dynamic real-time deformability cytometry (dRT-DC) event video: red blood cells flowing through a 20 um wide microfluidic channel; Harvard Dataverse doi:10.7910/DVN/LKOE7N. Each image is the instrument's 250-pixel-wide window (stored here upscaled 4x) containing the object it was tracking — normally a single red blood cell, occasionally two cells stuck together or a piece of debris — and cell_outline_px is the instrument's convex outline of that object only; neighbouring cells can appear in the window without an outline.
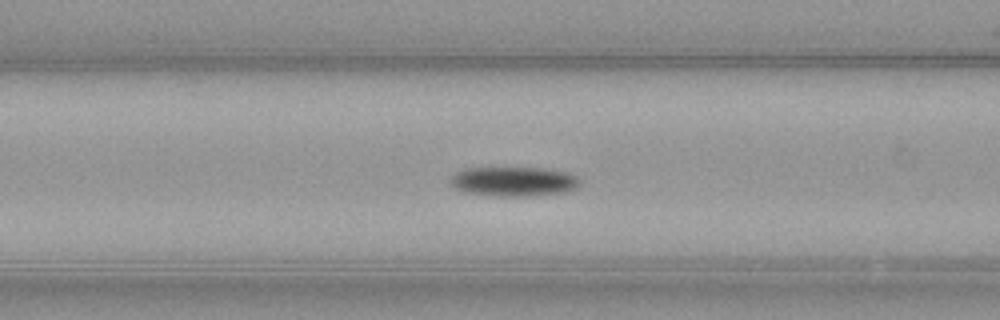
{"species": "common noctule bat (a hibernating species)", "species_latin": "Nyctalus noctula", "temperature_condition": "warm", "stored_images_in_passage": 40, "segment_of_instrument_passage": [1, 2], "camera_frame_rate_fps": 3000, "um_per_image_px": 0.085, "animal": {"sex": "female", "body_mass_g": 21.9}, "frame": {"image": 1, "passage_image": 8, "time_ms": 2.333, "image_size_px": [1000, 320], "cell_outline_px": [[580, 184], [576, 188], [568, 192], [532, 196], [496, 196], [464, 192], [456, 188], [448, 180], [456, 172], [468, 168], [544, 168], [568, 172], [576, 176], [580, 180]], "centroid_in_image_um": [43.7, 15.43], "position_along_channel_um": 122.9, "area_um2": 22.43}}
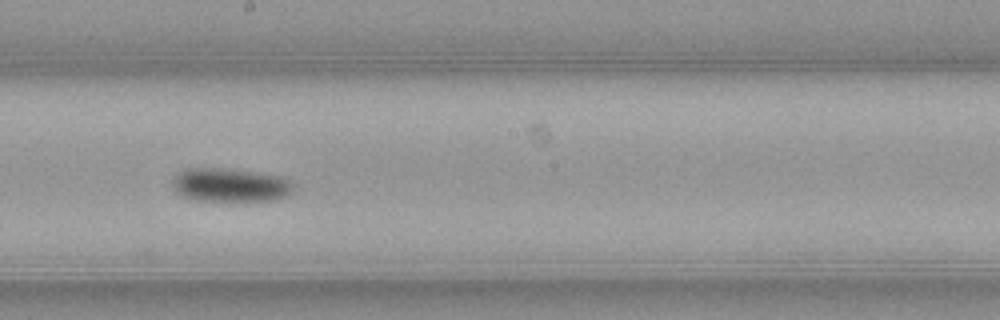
{"frame": {"image": 2, "passage_image": 16, "time_ms": 5.0, "image_size_px": [1000, 320], "cell_outline_px": [[296, 184], [292, 192], [288, 196], [276, 200], [196, 200], [184, 196], [176, 192], [172, 184], [172, 180], [184, 168], [228, 168], [280, 176]], "centroid_in_image_um": [19.6, 15.72], "position_along_channel_um": 228.6, "area_um2": 23.7}}
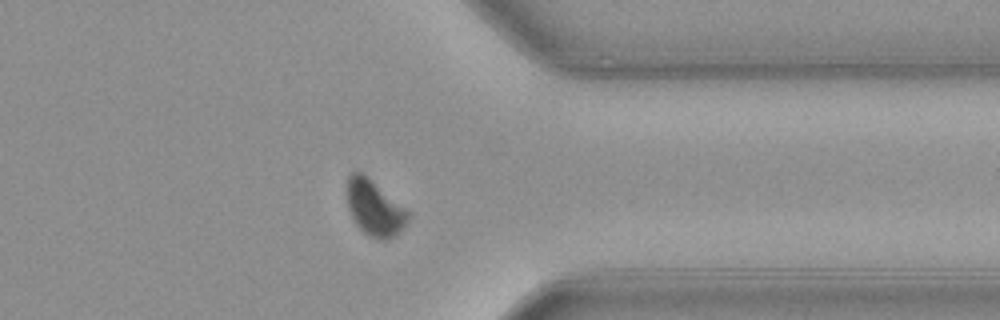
{"frame": {"image": 3, "passage_image": 28, "time_ms": 9.0, "image_size_px": [1000, 320], "cell_outline_px": [[408, 220], [404, 228], [396, 236], [384, 240], [380, 240], [368, 236], [356, 224], [348, 208], [348, 176], [352, 172], [360, 172], [368, 176], [404, 208], [408, 212]], "centroid_in_image_um": [31.84, 17.7], "position_along_channel_um": 379.6, "area_um2": 19.48}}